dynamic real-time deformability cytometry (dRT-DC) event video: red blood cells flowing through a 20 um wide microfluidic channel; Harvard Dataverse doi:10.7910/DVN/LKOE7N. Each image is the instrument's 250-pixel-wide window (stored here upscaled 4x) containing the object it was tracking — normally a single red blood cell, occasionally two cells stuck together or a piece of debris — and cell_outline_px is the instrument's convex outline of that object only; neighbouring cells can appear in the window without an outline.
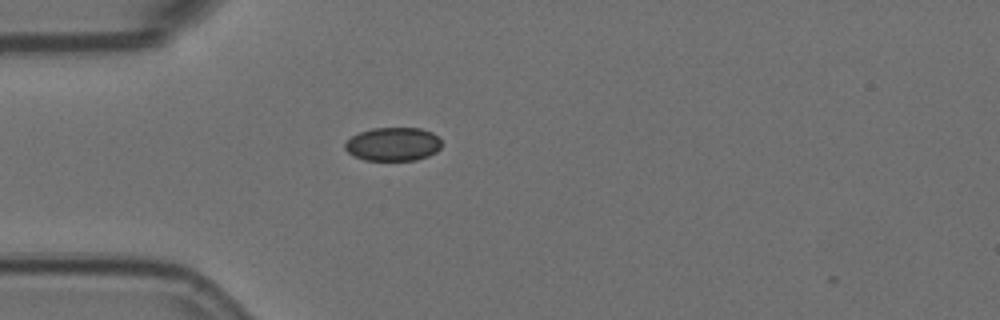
{"species": "Egyptian fruit bat (a non-hibernating species)", "species_latin": "Rousettus aegyptiacus", "temperature_condition": "room temperature", "stored_images_in_passage": 3, "camera_frame_rate_fps": 3000, "um_per_image_px": 0.085, "animal": {"sex": "female"}, "frame": {"image": 1, "passage_image": 1, "time_ms": 0.0, "image_size_px": [1000, 320], "cell_outline_px": [[440, 148], [436, 152], [428, 156], [416, 160], [364, 160], [348, 152], [344, 148], [344, 144], [352, 136], [360, 132], [372, 128], [420, 128], [432, 132], [440, 140]], "centroid_in_image_um": [33.41, 12.25], "position_along_channel_um": 51.6, "area_um2": 18.79}}